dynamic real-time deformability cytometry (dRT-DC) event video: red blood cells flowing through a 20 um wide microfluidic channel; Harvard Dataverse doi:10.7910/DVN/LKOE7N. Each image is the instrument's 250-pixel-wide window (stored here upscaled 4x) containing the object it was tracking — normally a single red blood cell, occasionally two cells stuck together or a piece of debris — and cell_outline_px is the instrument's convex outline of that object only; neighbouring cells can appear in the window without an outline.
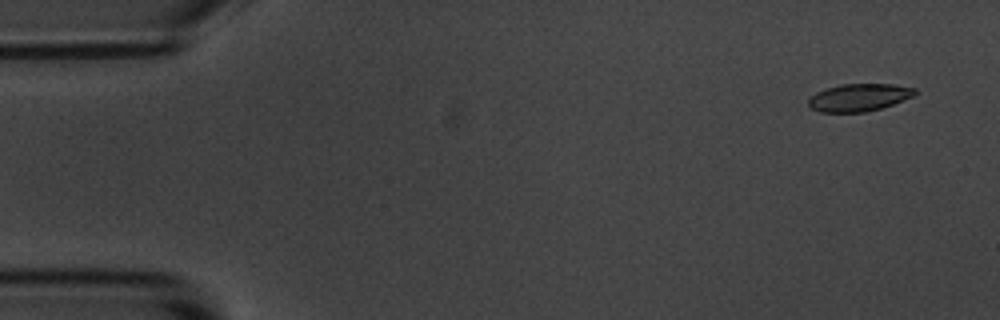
{"species": "common noctule bat (a hibernating species)", "species_latin": "Nyctalus noctula", "temperature_condition": "room temperature", "stored_images_in_passage": 5, "camera_frame_rate_fps": 3000, "um_per_image_px": 0.085, "animal": {"sex": "male", "body_mass_g": 20.1, "forearm_length_mm": 53.5}, "frame": {"image": 1, "passage_image": 1, "time_ms": 0.0, "image_size_px": [1000, 320], "cell_outline_px": [[916, 96], [880, 108], [864, 112], [820, 112], [812, 108], [808, 104], [808, 100], [816, 92], [824, 88], [840, 84], [892, 84], [916, 88]], "centroid_in_image_um": [73.02, 8.27], "position_along_channel_um": 12.0, "area_um2": 17.11}}